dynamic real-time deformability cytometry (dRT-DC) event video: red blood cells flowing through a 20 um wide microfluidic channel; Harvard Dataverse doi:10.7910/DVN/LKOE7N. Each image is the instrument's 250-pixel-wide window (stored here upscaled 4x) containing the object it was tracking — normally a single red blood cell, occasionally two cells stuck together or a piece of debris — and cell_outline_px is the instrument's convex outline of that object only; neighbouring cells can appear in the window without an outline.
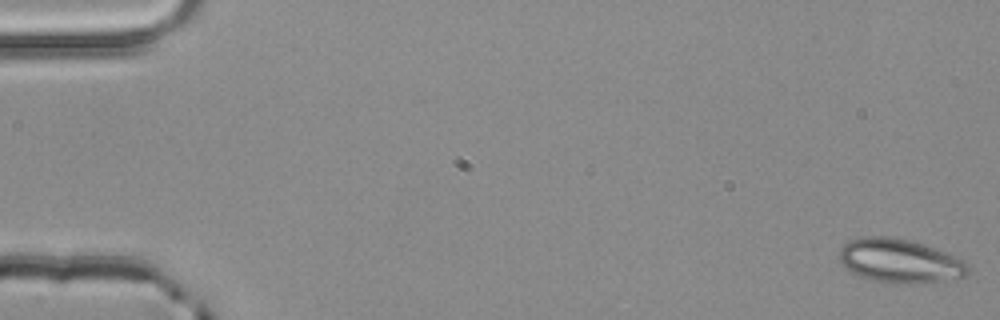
{"species": "common noctule bat (a hibernating species)", "species_latin": "Nyctalus noctula", "temperature_condition": "room temperature", "stored_images_in_passage": 4, "camera_frame_rate_fps": 3000, "um_per_image_px": 0.085, "animal": {"sex": "male", "body_mass_g": 20.4}, "frame": {"image": 1, "passage_image": 1, "time_ms": 0.0, "image_size_px": [1000, 320], "cell_outline_px": [[968, 272], [964, 276], [944, 280], [896, 284], [888, 284], [868, 280], [852, 272], [840, 264], [840, 248], [848, 240], [864, 236], [888, 236], [908, 240], [944, 252], [964, 260], [968, 264]], "centroid_in_image_um": [76.41, 22.18], "position_along_channel_um": 8.6, "area_um2": 32.71}}